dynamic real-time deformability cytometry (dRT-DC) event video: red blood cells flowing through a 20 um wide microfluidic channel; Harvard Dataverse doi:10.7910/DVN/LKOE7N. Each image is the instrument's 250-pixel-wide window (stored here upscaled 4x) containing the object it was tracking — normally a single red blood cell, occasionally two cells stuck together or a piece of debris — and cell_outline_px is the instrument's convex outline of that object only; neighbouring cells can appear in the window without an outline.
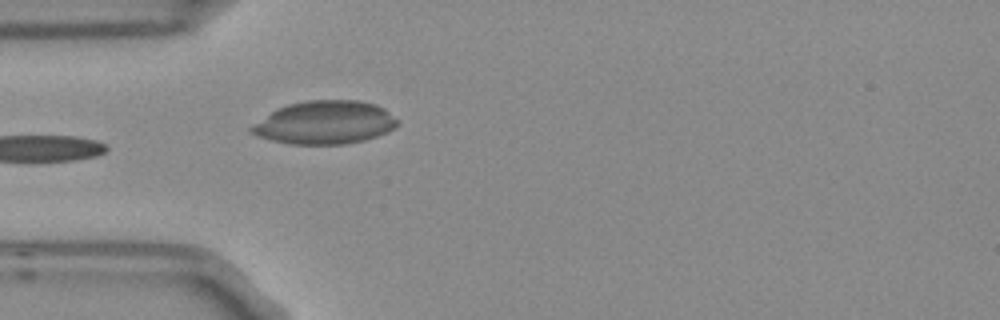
{"species": "Egyptian fruit bat (a non-hibernating species)", "species_latin": "Rousettus aegyptiacus", "temperature_condition": "room temperature", "stored_images_in_passage": 6, "segment_of_instrument_passage": [2, 2], "camera_frame_rate_fps": 3000, "um_per_image_px": 0.085, "frame": {"image": 1, "passage_image": 6, "time_ms": 1.667, "image_size_px": [1000, 320], "cell_outline_px": [[400, 124], [396, 128], [388, 132], [364, 140], [348, 144], [288, 144], [256, 136], [248, 132], [248, 128], [276, 108], [288, 104], [308, 100], [360, 100], [376, 104], [384, 108], [400, 120]], "centroid_in_image_um": [27.64, 10.41], "position_along_channel_um": 57.4, "area_um2": 37.22}}